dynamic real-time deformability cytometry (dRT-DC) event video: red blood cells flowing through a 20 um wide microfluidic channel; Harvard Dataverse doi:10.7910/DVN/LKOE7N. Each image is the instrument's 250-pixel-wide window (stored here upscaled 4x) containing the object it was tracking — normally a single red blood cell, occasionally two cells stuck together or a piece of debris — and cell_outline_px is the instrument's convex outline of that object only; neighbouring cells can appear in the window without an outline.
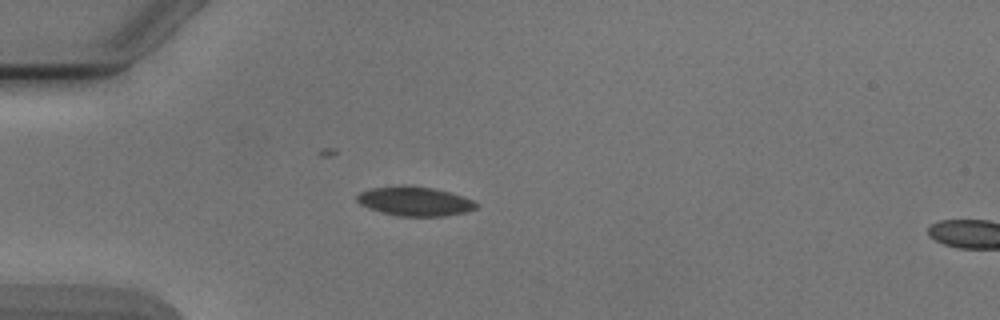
{"species": "Egyptian fruit bat (a non-hibernating species)", "species_latin": "Rousettus aegyptiacus", "temperature_condition": "cold", "stored_images_in_passage": 5, "camera_frame_rate_fps": 3000, "um_per_image_px": 0.085, "animal": {"sex": "male"}, "frame": {"image": 1, "passage_image": 4, "time_ms": 3.667, "image_size_px": [1000, 320], "cell_outline_px": [[480, 204], [476, 208], [464, 212], [444, 216], [396, 216], [368, 208], [360, 204], [356, 200], [356, 196], [360, 192], [372, 188], [396, 184], [408, 184], [432, 188], [448, 192], [472, 200]], "centroid_in_image_um": [35.21, 17.09], "position_along_channel_um": 49.8, "area_um2": 20.46}}